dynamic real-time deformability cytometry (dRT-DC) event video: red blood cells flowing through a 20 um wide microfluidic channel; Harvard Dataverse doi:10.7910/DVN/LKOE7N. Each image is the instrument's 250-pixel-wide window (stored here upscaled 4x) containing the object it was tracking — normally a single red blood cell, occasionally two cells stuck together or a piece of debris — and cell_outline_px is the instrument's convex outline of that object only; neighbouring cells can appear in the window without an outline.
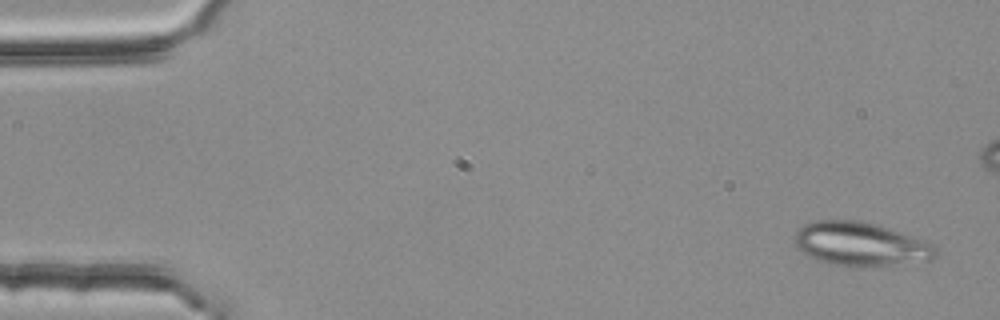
{"species": "common noctule bat (a hibernating species)", "species_latin": "Nyctalus noctula", "temperature_condition": "room temperature", "stored_images_in_passage": 5, "camera_frame_rate_fps": 3000, "um_per_image_px": 0.085, "animal": {"sex": "female", "body_mass_g": 25.1}, "frame": {"image": 1, "passage_image": 1, "time_ms": 0.0, "image_size_px": [1000, 320], "cell_outline_px": [[936, 256], [928, 260], [856, 268], [832, 264], [816, 260], [808, 256], [796, 248], [792, 236], [796, 228], [804, 224], [816, 220], [860, 220], [876, 224], [900, 232], [932, 244], [936, 248]], "centroid_in_image_um": [73.03, 20.74], "position_along_channel_um": 12.0, "area_um2": 36.13}}